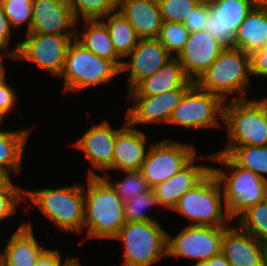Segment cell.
<instances>
[{
    "mask_svg": "<svg viewBox=\"0 0 267 266\" xmlns=\"http://www.w3.org/2000/svg\"><path fill=\"white\" fill-rule=\"evenodd\" d=\"M87 180L83 230L87 228L90 239H113L126 223L124 202L102 176H88Z\"/></svg>",
    "mask_w": 267,
    "mask_h": 266,
    "instance_id": "1",
    "label": "cell"
},
{
    "mask_svg": "<svg viewBox=\"0 0 267 266\" xmlns=\"http://www.w3.org/2000/svg\"><path fill=\"white\" fill-rule=\"evenodd\" d=\"M198 158H208L230 168V173L216 167H212V172L221 185L223 202L231 220L237 219L248 208L267 198V180L250 169L238 166L227 154L214 152L207 157L200 155Z\"/></svg>",
    "mask_w": 267,
    "mask_h": 266,
    "instance_id": "2",
    "label": "cell"
},
{
    "mask_svg": "<svg viewBox=\"0 0 267 266\" xmlns=\"http://www.w3.org/2000/svg\"><path fill=\"white\" fill-rule=\"evenodd\" d=\"M250 55L237 48H225L216 61L203 72L194 84L203 91L226 97L235 95L233 99H246L244 92L250 83Z\"/></svg>",
    "mask_w": 267,
    "mask_h": 266,
    "instance_id": "3",
    "label": "cell"
},
{
    "mask_svg": "<svg viewBox=\"0 0 267 266\" xmlns=\"http://www.w3.org/2000/svg\"><path fill=\"white\" fill-rule=\"evenodd\" d=\"M30 200L60 231L82 233L84 223V187L82 184L62 188L25 189Z\"/></svg>",
    "mask_w": 267,
    "mask_h": 266,
    "instance_id": "4",
    "label": "cell"
},
{
    "mask_svg": "<svg viewBox=\"0 0 267 266\" xmlns=\"http://www.w3.org/2000/svg\"><path fill=\"white\" fill-rule=\"evenodd\" d=\"M224 104L223 124L229 141L226 146H266V98L233 99Z\"/></svg>",
    "mask_w": 267,
    "mask_h": 266,
    "instance_id": "5",
    "label": "cell"
},
{
    "mask_svg": "<svg viewBox=\"0 0 267 266\" xmlns=\"http://www.w3.org/2000/svg\"><path fill=\"white\" fill-rule=\"evenodd\" d=\"M222 195L221 185L211 171L199 184L180 197L173 211L187 217L192 222L191 226L228 227L231 218L225 203H222Z\"/></svg>",
    "mask_w": 267,
    "mask_h": 266,
    "instance_id": "6",
    "label": "cell"
},
{
    "mask_svg": "<svg viewBox=\"0 0 267 266\" xmlns=\"http://www.w3.org/2000/svg\"><path fill=\"white\" fill-rule=\"evenodd\" d=\"M115 239L122 242L123 266H151L167 255V231L157 221L125 223Z\"/></svg>",
    "mask_w": 267,
    "mask_h": 266,
    "instance_id": "7",
    "label": "cell"
},
{
    "mask_svg": "<svg viewBox=\"0 0 267 266\" xmlns=\"http://www.w3.org/2000/svg\"><path fill=\"white\" fill-rule=\"evenodd\" d=\"M121 69L113 62L100 58L73 40L67 48L66 59L59 77L64 78L63 91H79L109 83Z\"/></svg>",
    "mask_w": 267,
    "mask_h": 266,
    "instance_id": "8",
    "label": "cell"
},
{
    "mask_svg": "<svg viewBox=\"0 0 267 266\" xmlns=\"http://www.w3.org/2000/svg\"><path fill=\"white\" fill-rule=\"evenodd\" d=\"M224 103L220 96L200 90L193 84L173 109L168 123L186 129L222 127L217 118L223 122Z\"/></svg>",
    "mask_w": 267,
    "mask_h": 266,
    "instance_id": "9",
    "label": "cell"
},
{
    "mask_svg": "<svg viewBox=\"0 0 267 266\" xmlns=\"http://www.w3.org/2000/svg\"><path fill=\"white\" fill-rule=\"evenodd\" d=\"M195 148L186 143L163 139L150 144L141 173L152 189L183 169L195 156Z\"/></svg>",
    "mask_w": 267,
    "mask_h": 266,
    "instance_id": "10",
    "label": "cell"
},
{
    "mask_svg": "<svg viewBox=\"0 0 267 266\" xmlns=\"http://www.w3.org/2000/svg\"><path fill=\"white\" fill-rule=\"evenodd\" d=\"M76 36L26 33V39L13 47L17 60L38 65L59 77L66 59L68 45ZM74 38V39H73Z\"/></svg>",
    "mask_w": 267,
    "mask_h": 266,
    "instance_id": "11",
    "label": "cell"
},
{
    "mask_svg": "<svg viewBox=\"0 0 267 266\" xmlns=\"http://www.w3.org/2000/svg\"><path fill=\"white\" fill-rule=\"evenodd\" d=\"M225 227L187 226L171 237L167 233V256L207 261L221 253Z\"/></svg>",
    "mask_w": 267,
    "mask_h": 266,
    "instance_id": "12",
    "label": "cell"
},
{
    "mask_svg": "<svg viewBox=\"0 0 267 266\" xmlns=\"http://www.w3.org/2000/svg\"><path fill=\"white\" fill-rule=\"evenodd\" d=\"M210 17L204 30L225 48H234V37L253 8L251 0H211Z\"/></svg>",
    "mask_w": 267,
    "mask_h": 266,
    "instance_id": "13",
    "label": "cell"
},
{
    "mask_svg": "<svg viewBox=\"0 0 267 266\" xmlns=\"http://www.w3.org/2000/svg\"><path fill=\"white\" fill-rule=\"evenodd\" d=\"M225 47L205 30L189 33L186 44L176 58L185 75L193 82L217 59Z\"/></svg>",
    "mask_w": 267,
    "mask_h": 266,
    "instance_id": "14",
    "label": "cell"
},
{
    "mask_svg": "<svg viewBox=\"0 0 267 266\" xmlns=\"http://www.w3.org/2000/svg\"><path fill=\"white\" fill-rule=\"evenodd\" d=\"M77 22L67 0H33L32 25L27 33L76 36Z\"/></svg>",
    "mask_w": 267,
    "mask_h": 266,
    "instance_id": "15",
    "label": "cell"
},
{
    "mask_svg": "<svg viewBox=\"0 0 267 266\" xmlns=\"http://www.w3.org/2000/svg\"><path fill=\"white\" fill-rule=\"evenodd\" d=\"M190 87H180L154 96H127L133 105L128 108L127 122L135 127L138 124L168 123L173 109Z\"/></svg>",
    "mask_w": 267,
    "mask_h": 266,
    "instance_id": "16",
    "label": "cell"
},
{
    "mask_svg": "<svg viewBox=\"0 0 267 266\" xmlns=\"http://www.w3.org/2000/svg\"><path fill=\"white\" fill-rule=\"evenodd\" d=\"M123 61L121 73L128 71L129 86L132 90L139 82L153 75L173 56L157 38L140 39L137 46Z\"/></svg>",
    "mask_w": 267,
    "mask_h": 266,
    "instance_id": "17",
    "label": "cell"
},
{
    "mask_svg": "<svg viewBox=\"0 0 267 266\" xmlns=\"http://www.w3.org/2000/svg\"><path fill=\"white\" fill-rule=\"evenodd\" d=\"M266 246L240 227L228 226L223 233L221 253L231 266H265Z\"/></svg>",
    "mask_w": 267,
    "mask_h": 266,
    "instance_id": "18",
    "label": "cell"
},
{
    "mask_svg": "<svg viewBox=\"0 0 267 266\" xmlns=\"http://www.w3.org/2000/svg\"><path fill=\"white\" fill-rule=\"evenodd\" d=\"M107 121L93 125L74 143L81 150L94 169L113 170V156L118 129H112Z\"/></svg>",
    "mask_w": 267,
    "mask_h": 266,
    "instance_id": "19",
    "label": "cell"
},
{
    "mask_svg": "<svg viewBox=\"0 0 267 266\" xmlns=\"http://www.w3.org/2000/svg\"><path fill=\"white\" fill-rule=\"evenodd\" d=\"M197 155L178 173L152 188L160 207L173 210L180 197L199 184L211 171L212 167L195 164Z\"/></svg>",
    "mask_w": 267,
    "mask_h": 266,
    "instance_id": "20",
    "label": "cell"
},
{
    "mask_svg": "<svg viewBox=\"0 0 267 266\" xmlns=\"http://www.w3.org/2000/svg\"><path fill=\"white\" fill-rule=\"evenodd\" d=\"M145 132L131 126L127 120L116 132L113 170H141L147 154Z\"/></svg>",
    "mask_w": 267,
    "mask_h": 266,
    "instance_id": "21",
    "label": "cell"
},
{
    "mask_svg": "<svg viewBox=\"0 0 267 266\" xmlns=\"http://www.w3.org/2000/svg\"><path fill=\"white\" fill-rule=\"evenodd\" d=\"M118 11L140 39L158 38L163 19L157 0H118Z\"/></svg>",
    "mask_w": 267,
    "mask_h": 266,
    "instance_id": "22",
    "label": "cell"
},
{
    "mask_svg": "<svg viewBox=\"0 0 267 266\" xmlns=\"http://www.w3.org/2000/svg\"><path fill=\"white\" fill-rule=\"evenodd\" d=\"M194 84L184 73L183 67L174 56L153 75L139 82L128 96H154L180 87Z\"/></svg>",
    "mask_w": 267,
    "mask_h": 266,
    "instance_id": "23",
    "label": "cell"
},
{
    "mask_svg": "<svg viewBox=\"0 0 267 266\" xmlns=\"http://www.w3.org/2000/svg\"><path fill=\"white\" fill-rule=\"evenodd\" d=\"M31 223H22L13 233L0 253L4 256L6 266H35L43 248L33 234Z\"/></svg>",
    "mask_w": 267,
    "mask_h": 266,
    "instance_id": "24",
    "label": "cell"
},
{
    "mask_svg": "<svg viewBox=\"0 0 267 266\" xmlns=\"http://www.w3.org/2000/svg\"><path fill=\"white\" fill-rule=\"evenodd\" d=\"M267 43V8H255L247 14L234 37V47L251 55Z\"/></svg>",
    "mask_w": 267,
    "mask_h": 266,
    "instance_id": "25",
    "label": "cell"
},
{
    "mask_svg": "<svg viewBox=\"0 0 267 266\" xmlns=\"http://www.w3.org/2000/svg\"><path fill=\"white\" fill-rule=\"evenodd\" d=\"M83 22L85 31L80 37V34L76 33L75 40L96 56L113 61L121 69L123 60L114 49L106 25L100 19L83 20Z\"/></svg>",
    "mask_w": 267,
    "mask_h": 266,
    "instance_id": "26",
    "label": "cell"
},
{
    "mask_svg": "<svg viewBox=\"0 0 267 266\" xmlns=\"http://www.w3.org/2000/svg\"><path fill=\"white\" fill-rule=\"evenodd\" d=\"M32 128L0 131V168L8 175L21 171L24 148Z\"/></svg>",
    "mask_w": 267,
    "mask_h": 266,
    "instance_id": "27",
    "label": "cell"
},
{
    "mask_svg": "<svg viewBox=\"0 0 267 266\" xmlns=\"http://www.w3.org/2000/svg\"><path fill=\"white\" fill-rule=\"evenodd\" d=\"M106 18V20H103ZM107 27L116 53L124 59L137 46L140 38L133 26L118 10L100 19Z\"/></svg>",
    "mask_w": 267,
    "mask_h": 266,
    "instance_id": "28",
    "label": "cell"
},
{
    "mask_svg": "<svg viewBox=\"0 0 267 266\" xmlns=\"http://www.w3.org/2000/svg\"><path fill=\"white\" fill-rule=\"evenodd\" d=\"M218 153L227 154L238 166L250 169L260 178L267 180V145L226 146Z\"/></svg>",
    "mask_w": 267,
    "mask_h": 266,
    "instance_id": "29",
    "label": "cell"
},
{
    "mask_svg": "<svg viewBox=\"0 0 267 266\" xmlns=\"http://www.w3.org/2000/svg\"><path fill=\"white\" fill-rule=\"evenodd\" d=\"M236 224L267 245V198L244 211Z\"/></svg>",
    "mask_w": 267,
    "mask_h": 266,
    "instance_id": "30",
    "label": "cell"
},
{
    "mask_svg": "<svg viewBox=\"0 0 267 266\" xmlns=\"http://www.w3.org/2000/svg\"><path fill=\"white\" fill-rule=\"evenodd\" d=\"M90 169L91 167H89L88 176H102L111 185L123 202L134 198L138 193L141 195L145 194L151 189L140 170L124 171L127 173V177L114 183L109 180V175L106 172H102L103 175H98Z\"/></svg>",
    "mask_w": 267,
    "mask_h": 266,
    "instance_id": "31",
    "label": "cell"
},
{
    "mask_svg": "<svg viewBox=\"0 0 267 266\" xmlns=\"http://www.w3.org/2000/svg\"><path fill=\"white\" fill-rule=\"evenodd\" d=\"M67 3L77 21L79 15L82 20H95L118 10V0H67Z\"/></svg>",
    "mask_w": 267,
    "mask_h": 266,
    "instance_id": "32",
    "label": "cell"
},
{
    "mask_svg": "<svg viewBox=\"0 0 267 266\" xmlns=\"http://www.w3.org/2000/svg\"><path fill=\"white\" fill-rule=\"evenodd\" d=\"M160 206L153 189H150L145 194H137L134 198L124 202V218L126 223L156 221L149 217L143 211L151 206Z\"/></svg>",
    "mask_w": 267,
    "mask_h": 266,
    "instance_id": "33",
    "label": "cell"
},
{
    "mask_svg": "<svg viewBox=\"0 0 267 266\" xmlns=\"http://www.w3.org/2000/svg\"><path fill=\"white\" fill-rule=\"evenodd\" d=\"M188 36L189 31L183 23L163 22L157 39L173 57H176L186 44Z\"/></svg>",
    "mask_w": 267,
    "mask_h": 266,
    "instance_id": "34",
    "label": "cell"
},
{
    "mask_svg": "<svg viewBox=\"0 0 267 266\" xmlns=\"http://www.w3.org/2000/svg\"><path fill=\"white\" fill-rule=\"evenodd\" d=\"M0 6L3 8L12 28H19L25 23L28 26L27 32L30 31L33 0H0Z\"/></svg>",
    "mask_w": 267,
    "mask_h": 266,
    "instance_id": "35",
    "label": "cell"
},
{
    "mask_svg": "<svg viewBox=\"0 0 267 266\" xmlns=\"http://www.w3.org/2000/svg\"><path fill=\"white\" fill-rule=\"evenodd\" d=\"M163 22L184 23L200 0H157Z\"/></svg>",
    "mask_w": 267,
    "mask_h": 266,
    "instance_id": "36",
    "label": "cell"
},
{
    "mask_svg": "<svg viewBox=\"0 0 267 266\" xmlns=\"http://www.w3.org/2000/svg\"><path fill=\"white\" fill-rule=\"evenodd\" d=\"M24 199L25 189L19 188L10 180L0 188V221L17 212V206Z\"/></svg>",
    "mask_w": 267,
    "mask_h": 266,
    "instance_id": "37",
    "label": "cell"
},
{
    "mask_svg": "<svg viewBox=\"0 0 267 266\" xmlns=\"http://www.w3.org/2000/svg\"><path fill=\"white\" fill-rule=\"evenodd\" d=\"M210 17L209 2H200L184 21V26L189 33L204 30Z\"/></svg>",
    "mask_w": 267,
    "mask_h": 266,
    "instance_id": "38",
    "label": "cell"
},
{
    "mask_svg": "<svg viewBox=\"0 0 267 266\" xmlns=\"http://www.w3.org/2000/svg\"><path fill=\"white\" fill-rule=\"evenodd\" d=\"M5 76L0 79V117L4 118L15 108L17 97L12 86L5 81Z\"/></svg>",
    "mask_w": 267,
    "mask_h": 266,
    "instance_id": "39",
    "label": "cell"
},
{
    "mask_svg": "<svg viewBox=\"0 0 267 266\" xmlns=\"http://www.w3.org/2000/svg\"><path fill=\"white\" fill-rule=\"evenodd\" d=\"M251 75L267 77V43L250 55Z\"/></svg>",
    "mask_w": 267,
    "mask_h": 266,
    "instance_id": "40",
    "label": "cell"
},
{
    "mask_svg": "<svg viewBox=\"0 0 267 266\" xmlns=\"http://www.w3.org/2000/svg\"><path fill=\"white\" fill-rule=\"evenodd\" d=\"M11 40V25L9 19L4 13L3 8L0 6V50L8 53L12 59L15 57V49L8 50Z\"/></svg>",
    "mask_w": 267,
    "mask_h": 266,
    "instance_id": "41",
    "label": "cell"
},
{
    "mask_svg": "<svg viewBox=\"0 0 267 266\" xmlns=\"http://www.w3.org/2000/svg\"><path fill=\"white\" fill-rule=\"evenodd\" d=\"M62 256L56 249H45L38 257L35 266H62Z\"/></svg>",
    "mask_w": 267,
    "mask_h": 266,
    "instance_id": "42",
    "label": "cell"
},
{
    "mask_svg": "<svg viewBox=\"0 0 267 266\" xmlns=\"http://www.w3.org/2000/svg\"><path fill=\"white\" fill-rule=\"evenodd\" d=\"M214 266H231L222 253L214 256Z\"/></svg>",
    "mask_w": 267,
    "mask_h": 266,
    "instance_id": "43",
    "label": "cell"
},
{
    "mask_svg": "<svg viewBox=\"0 0 267 266\" xmlns=\"http://www.w3.org/2000/svg\"><path fill=\"white\" fill-rule=\"evenodd\" d=\"M10 181V176L0 168V188Z\"/></svg>",
    "mask_w": 267,
    "mask_h": 266,
    "instance_id": "44",
    "label": "cell"
},
{
    "mask_svg": "<svg viewBox=\"0 0 267 266\" xmlns=\"http://www.w3.org/2000/svg\"><path fill=\"white\" fill-rule=\"evenodd\" d=\"M2 55H5L6 57H10V58H12L8 53H6L5 51H3L2 52V54H0V79L3 77V76H5V71H6V68H5V66L3 65L4 63H3V59L4 58H2L3 56Z\"/></svg>",
    "mask_w": 267,
    "mask_h": 266,
    "instance_id": "45",
    "label": "cell"
},
{
    "mask_svg": "<svg viewBox=\"0 0 267 266\" xmlns=\"http://www.w3.org/2000/svg\"><path fill=\"white\" fill-rule=\"evenodd\" d=\"M78 258H67L64 260V263L62 264V266H82L79 262H78Z\"/></svg>",
    "mask_w": 267,
    "mask_h": 266,
    "instance_id": "46",
    "label": "cell"
},
{
    "mask_svg": "<svg viewBox=\"0 0 267 266\" xmlns=\"http://www.w3.org/2000/svg\"><path fill=\"white\" fill-rule=\"evenodd\" d=\"M251 3L255 8H267V0H251Z\"/></svg>",
    "mask_w": 267,
    "mask_h": 266,
    "instance_id": "47",
    "label": "cell"
},
{
    "mask_svg": "<svg viewBox=\"0 0 267 266\" xmlns=\"http://www.w3.org/2000/svg\"><path fill=\"white\" fill-rule=\"evenodd\" d=\"M193 266H214V256H212L209 260L207 261H198L196 262L195 265Z\"/></svg>",
    "mask_w": 267,
    "mask_h": 266,
    "instance_id": "48",
    "label": "cell"
},
{
    "mask_svg": "<svg viewBox=\"0 0 267 266\" xmlns=\"http://www.w3.org/2000/svg\"><path fill=\"white\" fill-rule=\"evenodd\" d=\"M0 266H6L5 258L1 253H0Z\"/></svg>",
    "mask_w": 267,
    "mask_h": 266,
    "instance_id": "49",
    "label": "cell"
},
{
    "mask_svg": "<svg viewBox=\"0 0 267 266\" xmlns=\"http://www.w3.org/2000/svg\"><path fill=\"white\" fill-rule=\"evenodd\" d=\"M266 126H267V98H266Z\"/></svg>",
    "mask_w": 267,
    "mask_h": 266,
    "instance_id": "50",
    "label": "cell"
},
{
    "mask_svg": "<svg viewBox=\"0 0 267 266\" xmlns=\"http://www.w3.org/2000/svg\"><path fill=\"white\" fill-rule=\"evenodd\" d=\"M265 266H267V246H266V262H265Z\"/></svg>",
    "mask_w": 267,
    "mask_h": 266,
    "instance_id": "51",
    "label": "cell"
},
{
    "mask_svg": "<svg viewBox=\"0 0 267 266\" xmlns=\"http://www.w3.org/2000/svg\"><path fill=\"white\" fill-rule=\"evenodd\" d=\"M201 2H210L211 0H200Z\"/></svg>",
    "mask_w": 267,
    "mask_h": 266,
    "instance_id": "52",
    "label": "cell"
},
{
    "mask_svg": "<svg viewBox=\"0 0 267 266\" xmlns=\"http://www.w3.org/2000/svg\"><path fill=\"white\" fill-rule=\"evenodd\" d=\"M3 123V119L0 117V125Z\"/></svg>",
    "mask_w": 267,
    "mask_h": 266,
    "instance_id": "53",
    "label": "cell"
}]
</instances>
